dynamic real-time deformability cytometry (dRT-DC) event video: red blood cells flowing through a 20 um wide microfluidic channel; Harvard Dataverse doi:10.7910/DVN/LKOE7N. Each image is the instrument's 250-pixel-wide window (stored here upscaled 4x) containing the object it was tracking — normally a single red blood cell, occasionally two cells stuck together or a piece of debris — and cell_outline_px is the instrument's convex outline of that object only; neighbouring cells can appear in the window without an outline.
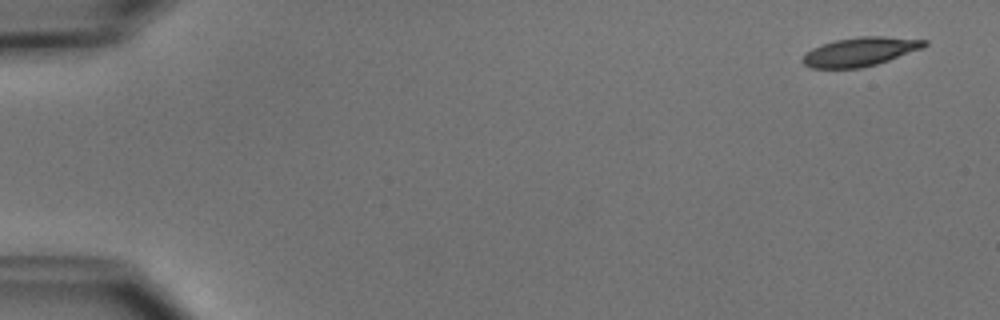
{"species": "common noctule bat (a hibernating species)", "species_latin": "Nyctalus noctula", "temperature_condition": "cold", "stored_images_in_passage": 5, "camera_frame_rate_fps": 3000, "um_per_image_px": 0.085, "animal": {"sex": "male", "body_mass_g": 15.6}, "frame": {"image": 1, "passage_image": 1, "time_ms": 0.0, "image_size_px": [1000, 320], "cell_outline_px": [[928, 44], [924, 48], [876, 64], [860, 68], [808, 68], [800, 60], [812, 48], [820, 44], [836, 40], [860, 36], [884, 36], [928, 40]], "centroid_in_image_um": [73.12, 4.39], "position_along_channel_um": 11.9, "area_um2": 20.52}}
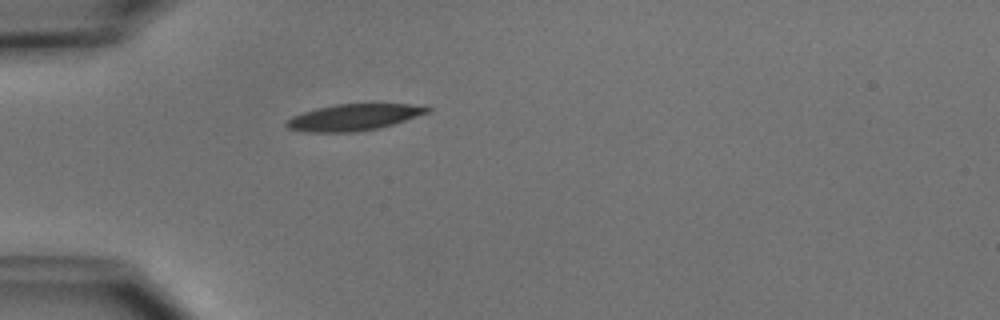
{"frame": {"image": 2, "passage_image": 5, "time_ms": 4.333, "image_size_px": [1000, 320], "cell_outline_px": [[432, 108], [428, 112], [392, 124], [376, 128], [356, 132], [308, 132], [288, 128], [284, 124], [284, 120], [292, 116], [316, 108], [336, 104], [424, 104]], "centroid_in_image_um": [30.04, 9.96], "position_along_channel_um": 55.0, "area_um2": 21.62}}